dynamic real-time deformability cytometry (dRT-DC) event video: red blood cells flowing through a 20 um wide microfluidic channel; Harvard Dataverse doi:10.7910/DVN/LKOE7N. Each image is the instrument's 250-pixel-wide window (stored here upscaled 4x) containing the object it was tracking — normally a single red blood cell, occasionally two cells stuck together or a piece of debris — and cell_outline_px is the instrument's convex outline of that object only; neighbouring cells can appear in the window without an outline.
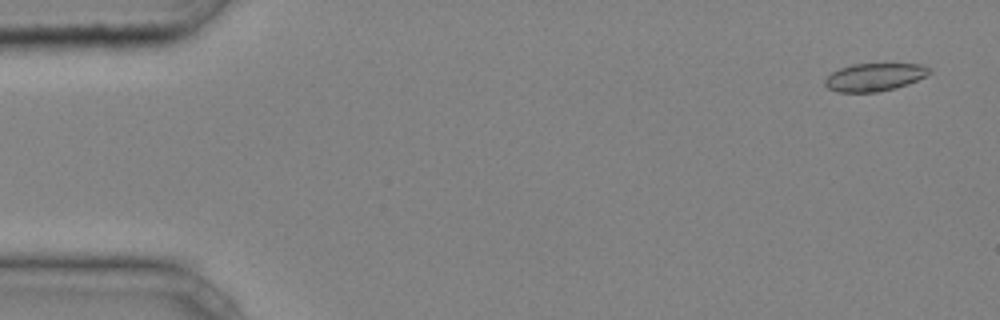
{"species": "common noctule bat (a hibernating species)", "species_latin": "Nyctalus noctula", "temperature_condition": "cold", "stored_images_in_passage": 42, "camera_frame_rate_fps": 3000, "um_per_image_px": 0.085, "animal": {"sex": "male", "body_mass_g": 20.4}, "frame": {"image": 1, "passage_image": 2, "time_ms": 0.333, "image_size_px": [1000, 320], "cell_outline_px": [[932, 72], [928, 76], [908, 84], [896, 88], [876, 92], [836, 92], [828, 88], [824, 84], [824, 80], [832, 72], [840, 68], [852, 64], [920, 64], [928, 68]], "centroid_in_image_um": [74.34, 6.56], "position_along_channel_um": 10.7, "area_um2": 16.99}}
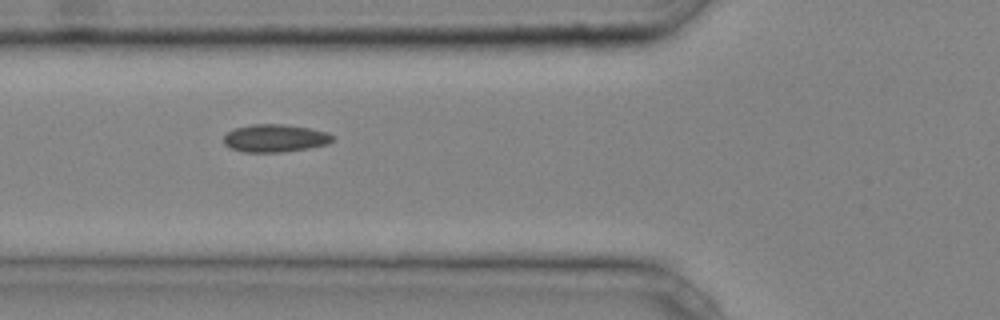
{"frame": {"image": 2, "passage_image": 17, "time_ms": 5.333, "image_size_px": [1000, 320], "cell_outline_px": [[332, 140], [328, 144], [308, 148], [280, 152], [244, 152], [228, 148], [224, 144], [224, 136], [228, 132], [236, 128], [252, 124], [284, 124], [308, 128], [328, 132], [332, 136]], "centroid_in_image_um": [23.35, 11.75], "position_along_channel_um": 102.5, "area_um2": 17.51}}
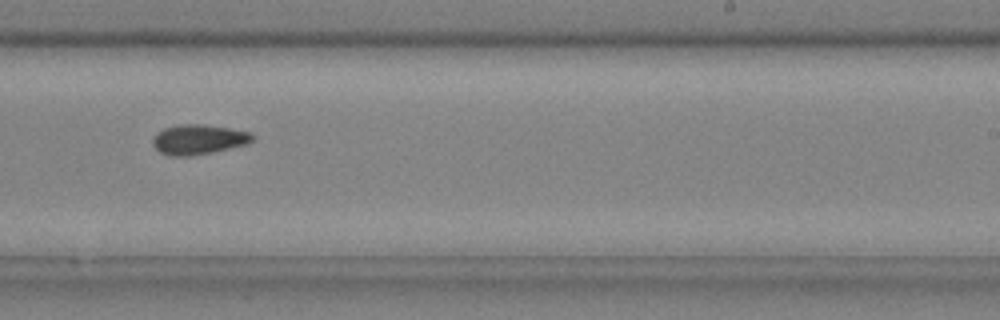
{"frame": {"image": 3, "passage_image": 29, "time_ms": 9.333, "image_size_px": [1000, 320], "cell_outline_px": [[252, 140], [248, 144], [212, 152], [192, 156], [168, 156], [160, 152], [152, 144], [152, 140], [156, 132], [164, 128], [180, 124], [200, 124], [228, 128], [252, 132]], "centroid_in_image_um": [16.84, 11.86], "position_along_channel_um": 272.2, "area_um2": 17.4}}